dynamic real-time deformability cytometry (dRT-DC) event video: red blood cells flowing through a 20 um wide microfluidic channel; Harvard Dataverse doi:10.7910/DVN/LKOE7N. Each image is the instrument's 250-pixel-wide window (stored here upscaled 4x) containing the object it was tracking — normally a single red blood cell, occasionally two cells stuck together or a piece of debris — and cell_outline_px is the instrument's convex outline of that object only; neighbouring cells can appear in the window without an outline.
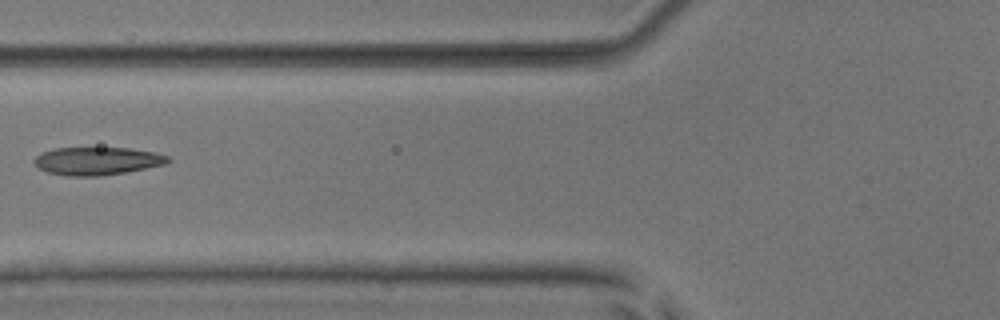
{"species": "common noctule bat (a hibernating species)", "species_latin": "Nyctalus noctula", "temperature_condition": "room temperature", "stored_images_in_passage": 7, "camera_frame_rate_fps": 3000, "um_per_image_px": 0.085, "animal": {"sex": "male", "body_mass_g": 17.9, "forearm_length_mm": 54.2}, "frame": {"image": 1, "passage_image": 6, "time_ms": 5.667, "image_size_px": [1000, 320], "cell_outline_px": [[172, 160], [164, 164], [124, 172], [100, 176], [68, 176], [48, 172], [32, 164], [32, 160], [40, 152], [52, 148], [128, 148], [152, 152], [168, 156]], "centroid_in_image_um": [8.18, 13.68], "position_along_channel_um": 117.6, "area_um2": 21.68}}
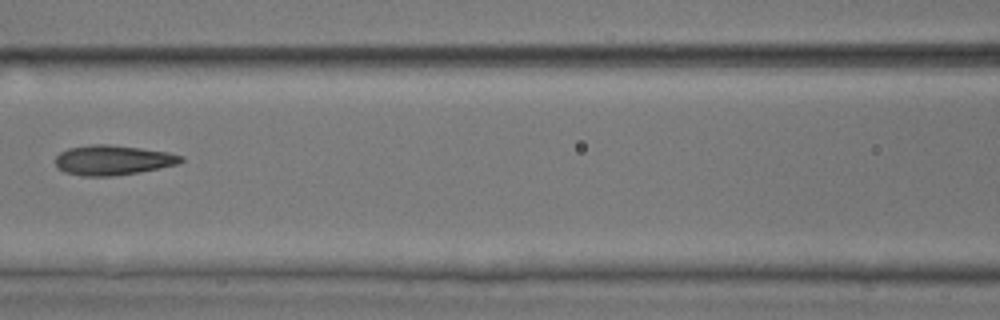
{"frame": {"image": 2, "passage_image": 7, "time_ms": 6.667, "image_size_px": [1000, 320], "cell_outline_px": [[184, 160], [176, 164], [160, 168], [140, 172], [112, 176], [84, 176], [64, 172], [56, 164], [56, 156], [60, 152], [68, 148], [92, 144], [108, 144], [140, 148], [168, 152], [184, 156]], "centroid_in_image_um": [9.6, 13.6], "position_along_channel_um": 157.0, "area_um2": 21.79}}